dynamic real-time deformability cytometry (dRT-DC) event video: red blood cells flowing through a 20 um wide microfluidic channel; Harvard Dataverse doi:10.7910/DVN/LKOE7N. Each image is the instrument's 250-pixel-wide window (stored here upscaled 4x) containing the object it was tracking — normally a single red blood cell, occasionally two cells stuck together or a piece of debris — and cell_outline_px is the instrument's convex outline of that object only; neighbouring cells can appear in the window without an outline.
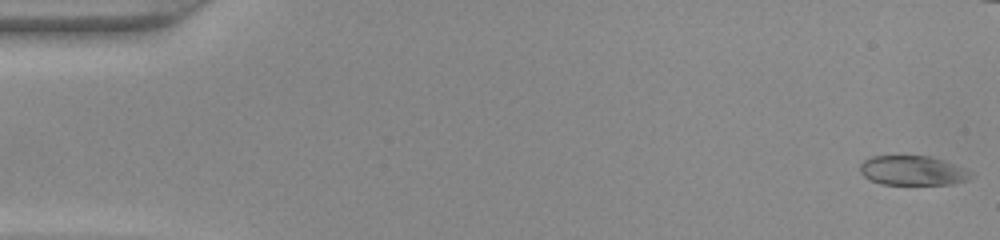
{"species": "common noctule bat (a hibernating species)", "species_latin": "Nyctalus noctula", "temperature_condition": "warm", "stored_images_in_passage": 49, "camera_frame_rate_fps": 3000, "um_per_image_px": 0.085, "animal": {"sex": "female", "body_mass_g": 22.0, "forearm_length_mm": 56.7}, "frame": {"image": 1, "passage_image": 1, "time_ms": 0.0, "image_size_px": [1000, 240], "cell_outline_px": [[976, 176], [968, 180], [952, 184], [880, 184], [864, 176], [860, 172], [860, 164], [864, 160], [872, 156], [928, 156], [944, 160], [968, 168]], "centroid_in_image_um": [77.65, 14.5], "position_along_channel_um": 7.3, "area_um2": 19.31}}
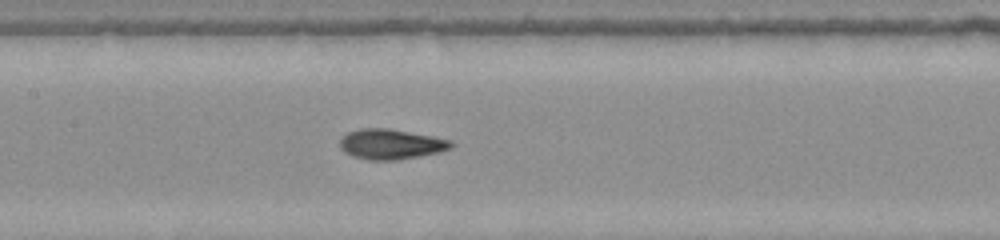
{"frame": {"image": 2, "passage_image": 23, "time_ms": 7.333, "image_size_px": [1000, 240], "cell_outline_px": [[456, 144], [452, 148], [440, 152], [396, 160], [368, 160], [352, 156], [344, 152], [340, 148], [340, 140], [348, 132], [360, 128], [388, 128], [432, 136], [452, 140]], "centroid_in_image_um": [33.25, 12.25], "position_along_channel_um": 174.2, "area_um2": 19.65}}
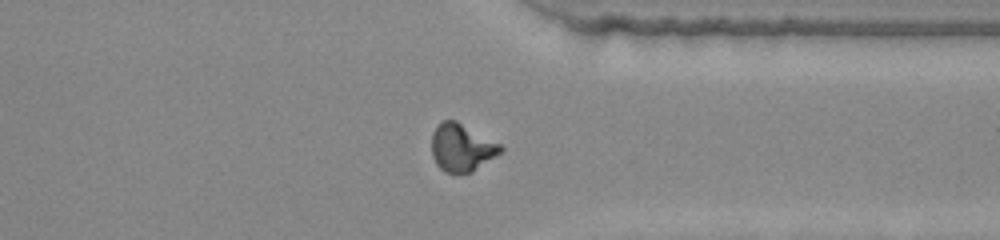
{"frame": {"image": 3, "passage_image": 37, "time_ms": 12.0, "image_size_px": [1000, 240], "cell_outline_px": [[504, 152], [472, 172], [460, 176], [456, 176], [444, 172], [436, 164], [432, 156], [432, 132], [444, 120], [456, 120], [500, 144], [504, 148]], "centroid_in_image_um": [39.26, 12.61], "position_along_channel_um": 372.1, "area_um2": 19.54}}